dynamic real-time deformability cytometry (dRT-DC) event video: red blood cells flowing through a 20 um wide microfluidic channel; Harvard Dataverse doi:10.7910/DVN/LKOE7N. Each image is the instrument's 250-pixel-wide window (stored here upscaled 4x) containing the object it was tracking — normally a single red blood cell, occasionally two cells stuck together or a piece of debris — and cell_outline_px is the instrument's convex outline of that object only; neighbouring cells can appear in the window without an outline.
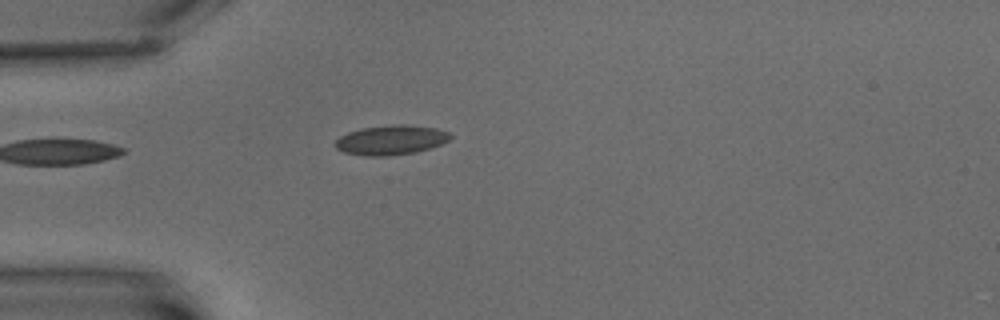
{"species": "common noctule bat (a hibernating species)", "species_latin": "Nyctalus noctula", "temperature_condition": "warm", "stored_images_in_passage": 6, "camera_frame_rate_fps": 3000, "um_per_image_px": 0.085, "animal": {"sex": "male", "body_mass_g": 15.6}, "frame": {"image": 1, "passage_image": 6, "time_ms": 6.0, "image_size_px": [1000, 320], "cell_outline_px": [[452, 136], [448, 140], [440, 144], [416, 152], [384, 156], [364, 156], [344, 152], [336, 148], [332, 144], [340, 136], [348, 132], [360, 128], [392, 124], [404, 124], [436, 128], [448, 132]], "centroid_in_image_um": [33.18, 11.89], "position_along_channel_um": 51.8, "area_um2": 19.88}}